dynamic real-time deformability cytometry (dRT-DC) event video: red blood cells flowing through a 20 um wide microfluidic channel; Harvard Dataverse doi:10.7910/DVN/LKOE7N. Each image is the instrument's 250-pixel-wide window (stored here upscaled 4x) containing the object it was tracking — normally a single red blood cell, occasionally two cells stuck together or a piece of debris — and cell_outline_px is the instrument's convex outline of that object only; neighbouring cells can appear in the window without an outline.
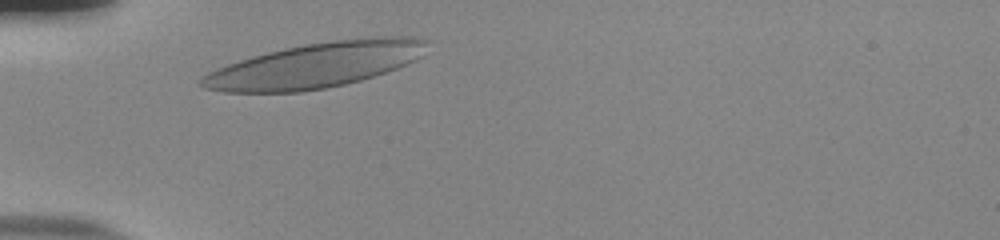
{"species": "human", "species_latin": "Homo sapiens", "temperature_condition": "room temperature", "stored_images_in_passage": 31, "camera_frame_rate_fps": 3000, "um_per_image_px": 0.085, "donor": {"sex": "male"}, "frame": {"image": 1, "passage_image": 3, "time_ms": 0.667, "image_size_px": [1000, 240], "cell_outline_px": [[424, 44], [420, 56], [416, 60], [396, 68], [360, 80], [344, 84], [324, 88], [300, 92], [224, 92], [204, 88], [200, 84], [200, 80], [208, 72], [216, 68], [252, 56], [284, 48], [304, 44], [332, 40], [380, 36], [412, 36], [424, 40]], "centroid_in_image_um": [26.77, 5.54], "position_along_channel_um": 58.2, "area_um2": 58.61}}
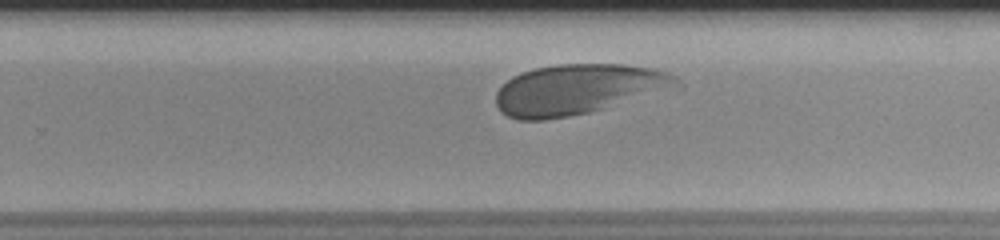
{"frame": {"image": 2, "passage_image": 22, "time_ms": 7.0, "image_size_px": [1000, 240], "cell_outline_px": [[684, 84], [588, 112], [568, 116], [544, 120], [516, 120], [500, 112], [496, 104], [496, 92], [512, 76], [520, 72], [536, 68], [556, 64], [624, 64], [652, 68], [676, 76]], "centroid_in_image_um": [49.05, 7.58], "position_along_channel_um": 280.7, "area_um2": 52.19}}
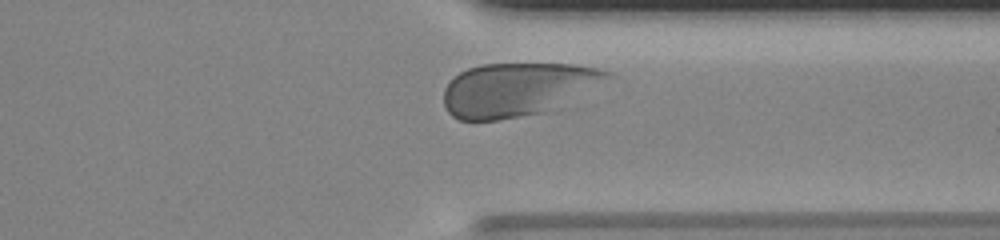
{"frame": {"image": 3, "passage_image": 29, "time_ms": 9.333, "image_size_px": [1000, 240], "cell_outline_px": [[616, 76], [544, 112], [496, 120], [460, 120], [452, 116], [448, 112], [444, 104], [444, 88], [460, 72], [468, 68], [480, 64], [572, 64], [596, 68], [612, 72]], "centroid_in_image_um": [43.95, 7.58], "position_along_channel_um": 367.4, "area_um2": 50.34}}